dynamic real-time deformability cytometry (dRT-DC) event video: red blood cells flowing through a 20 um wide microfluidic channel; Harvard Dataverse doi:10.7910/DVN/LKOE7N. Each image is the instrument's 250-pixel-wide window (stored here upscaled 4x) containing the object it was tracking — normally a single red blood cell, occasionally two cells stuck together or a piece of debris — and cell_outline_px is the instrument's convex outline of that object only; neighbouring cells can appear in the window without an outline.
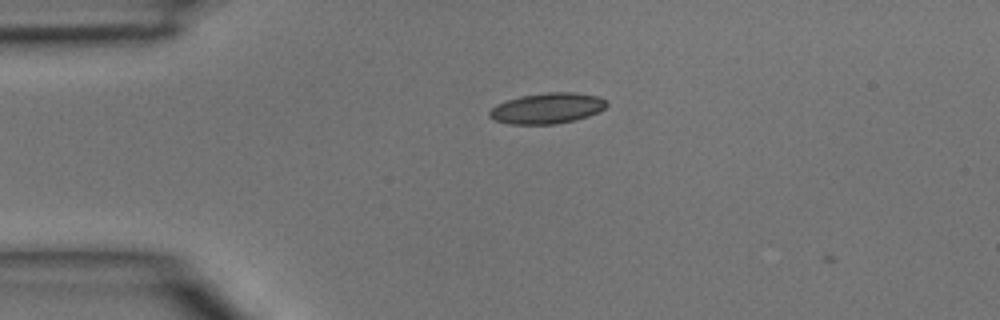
{"species": "common noctule bat (a hibernating species)", "species_latin": "Nyctalus noctula", "temperature_condition": "room temperature", "stored_images_in_passage": 4, "camera_frame_rate_fps": 3000, "um_per_image_px": 0.085, "animal": {"sex": "male", "body_mass_g": 15.6}, "frame": {"image": 1, "passage_image": 3, "time_ms": 0.667, "image_size_px": [1000, 320], "cell_outline_px": [[608, 104], [604, 108], [588, 116], [576, 120], [556, 124], [508, 124], [496, 120], [488, 116], [488, 112], [496, 104], [508, 100], [524, 96], [548, 92], [572, 92], [600, 96]], "centroid_in_image_um": [46.51, 9.21], "position_along_channel_um": 38.5, "area_um2": 20.81}}